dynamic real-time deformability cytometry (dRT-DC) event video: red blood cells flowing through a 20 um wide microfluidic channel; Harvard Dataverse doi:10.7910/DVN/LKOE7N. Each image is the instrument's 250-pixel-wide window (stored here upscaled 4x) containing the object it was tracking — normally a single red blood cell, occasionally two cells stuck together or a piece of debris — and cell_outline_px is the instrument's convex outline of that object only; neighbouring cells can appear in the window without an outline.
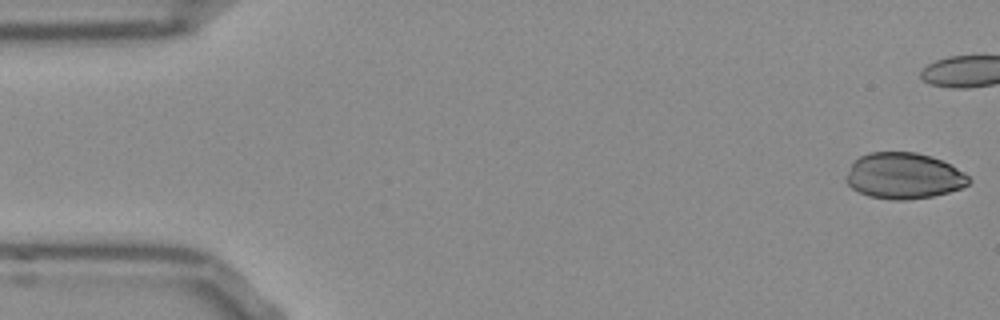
{"species": "Egyptian fruit bat (a non-hibernating species)", "species_latin": "Rousettus aegyptiacus", "temperature_condition": "room temperature", "stored_images_in_passage": 15, "camera_frame_rate_fps": 3000, "um_per_image_px": 0.085, "frame": {"image": 1, "passage_image": 1, "time_ms": 0.0, "image_size_px": [1000, 320], "cell_outline_px": [[972, 180], [968, 184], [960, 188], [948, 192], [932, 196], [908, 200], [892, 200], [868, 196], [852, 188], [844, 180], [844, 176], [852, 164], [860, 156], [868, 152], [916, 152], [932, 156], [964, 172]], "centroid_in_image_um": [76.79, 14.95], "position_along_channel_um": 8.2, "area_um2": 32.95}}